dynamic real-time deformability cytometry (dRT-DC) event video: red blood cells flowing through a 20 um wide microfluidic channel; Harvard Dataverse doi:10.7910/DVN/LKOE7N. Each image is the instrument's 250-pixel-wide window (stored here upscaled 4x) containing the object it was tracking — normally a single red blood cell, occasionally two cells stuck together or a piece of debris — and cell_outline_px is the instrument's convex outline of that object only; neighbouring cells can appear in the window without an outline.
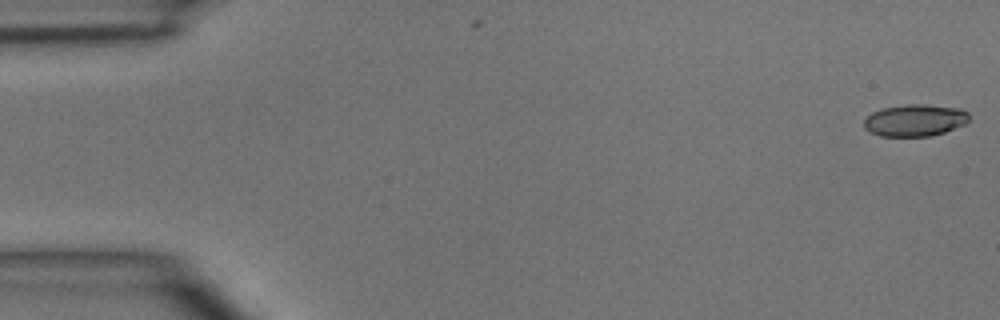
{"species": "common noctule bat (a hibernating species)", "species_latin": "Nyctalus noctula", "temperature_condition": "room temperature", "stored_images_in_passage": 4, "segment_of_instrument_passage": [2, 2], "camera_frame_rate_fps": 3000, "um_per_image_px": 0.085, "animal": {"sex": "male", "body_mass_g": 15.6}, "frame": {"image": 1, "passage_image": 4, "time_ms": 4.333, "image_size_px": [1000, 320], "cell_outline_px": [[968, 120], [964, 124], [944, 132], [928, 136], [880, 136], [864, 128], [864, 120], [872, 112], [880, 108], [908, 104], [924, 104], [960, 108], [968, 112]], "centroid_in_image_um": [77.75, 10.21], "position_along_channel_um": 7.2, "area_um2": 19.48}}